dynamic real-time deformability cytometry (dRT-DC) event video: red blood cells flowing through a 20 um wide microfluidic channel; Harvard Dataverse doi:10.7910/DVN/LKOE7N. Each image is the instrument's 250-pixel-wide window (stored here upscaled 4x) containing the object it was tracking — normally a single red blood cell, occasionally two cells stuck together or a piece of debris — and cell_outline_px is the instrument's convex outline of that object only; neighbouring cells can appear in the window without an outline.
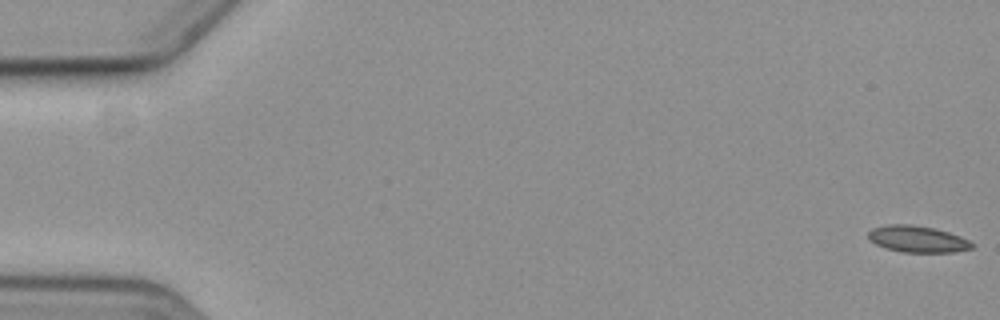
{"species": "common noctule bat (a hibernating species)", "species_latin": "Nyctalus noctula", "temperature_condition": "cold", "stored_images_in_passage": 5, "camera_frame_rate_fps": 3000, "um_per_image_px": 0.085, "animal": {"sex": "female", "body_mass_g": 19.3, "forearm_length_mm": 54.1}, "frame": {"image": 1, "passage_image": 1, "time_ms": 0.0, "image_size_px": [1000, 320], "cell_outline_px": [[976, 244], [972, 248], [952, 252], [900, 252], [884, 248], [868, 240], [868, 232], [872, 228], [888, 224], [912, 224], [936, 228], [960, 236]], "centroid_in_image_um": [77.96, 20.31], "position_along_channel_um": 7.0, "area_um2": 16.24}}
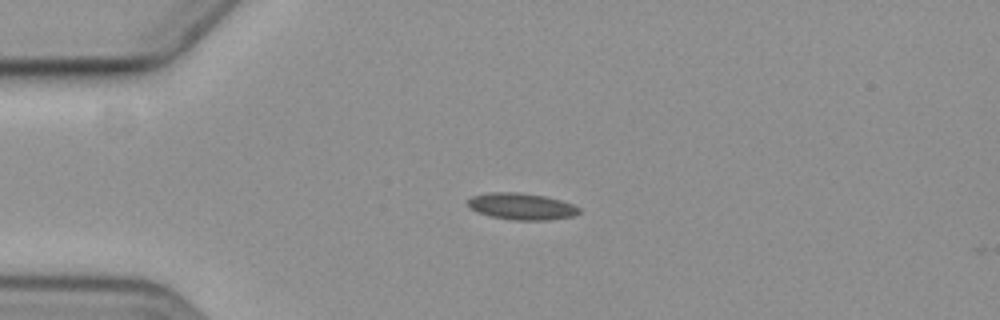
{"frame": {"image": 2, "passage_image": 4, "time_ms": 4.667, "image_size_px": [1000, 320], "cell_outline_px": [[580, 212], [572, 216], [548, 220], [512, 220], [492, 216], [476, 212], [468, 208], [468, 200], [472, 196], [492, 192], [516, 192], [544, 196], [560, 200], [572, 204], [580, 208]], "centroid_in_image_um": [44.31, 17.54], "position_along_channel_um": 40.7, "area_um2": 17.17}}